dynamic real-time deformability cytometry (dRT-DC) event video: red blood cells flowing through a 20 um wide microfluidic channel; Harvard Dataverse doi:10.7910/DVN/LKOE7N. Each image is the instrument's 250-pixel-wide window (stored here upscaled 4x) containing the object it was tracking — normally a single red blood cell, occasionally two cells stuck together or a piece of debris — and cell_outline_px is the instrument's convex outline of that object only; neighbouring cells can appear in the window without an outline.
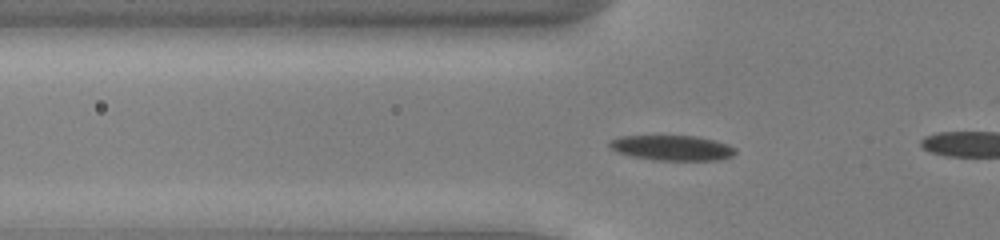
{"species": "common noctule bat (a hibernating species)", "species_latin": "Nyctalus noctula", "temperature_condition": "cold", "stored_images_in_passage": 14, "camera_frame_rate_fps": 3000, "um_per_image_px": 0.085, "animal": {"sex": "male", "body_mass_g": 13.0, "forearm_length_mm": 53.1}, "frame": {"image": 1, "passage_image": 12, "time_ms": 3.667, "image_size_px": [1000, 240], "cell_outline_px": [[736, 152], [732, 156], [720, 160], [656, 160], [632, 156], [616, 152], [608, 144], [608, 140], [620, 136], [696, 136], [716, 140], [728, 144], [736, 148]], "centroid_in_image_um": [57.14, 12.56], "position_along_channel_um": 68.7, "area_um2": 18.55}}